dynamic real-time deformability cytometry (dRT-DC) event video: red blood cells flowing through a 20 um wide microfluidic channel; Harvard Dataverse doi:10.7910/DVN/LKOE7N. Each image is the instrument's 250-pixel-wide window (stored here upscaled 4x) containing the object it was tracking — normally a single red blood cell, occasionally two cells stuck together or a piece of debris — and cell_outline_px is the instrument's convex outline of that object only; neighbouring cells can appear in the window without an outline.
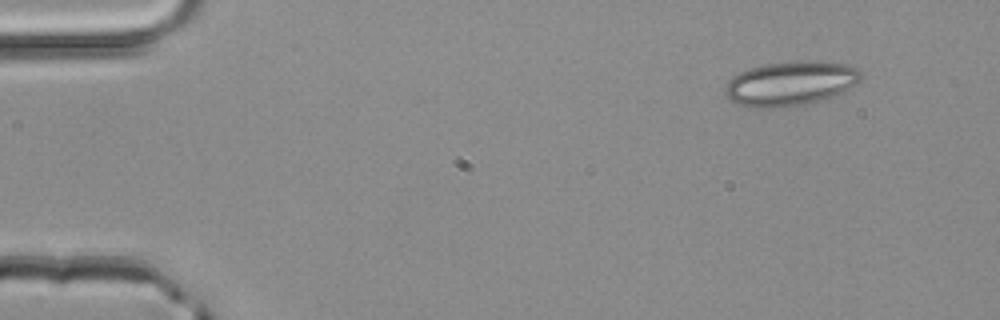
{"species": "common noctule bat (a hibernating species)", "species_latin": "Nyctalus noctula", "temperature_condition": "room temperature", "stored_images_in_passage": 2, "camera_frame_rate_fps": 3000, "um_per_image_px": 0.085, "animal": {"sex": "male", "body_mass_g": 20.4}, "frame": {"image": 1, "passage_image": 1, "time_ms": 0.0, "image_size_px": [1000, 320], "cell_outline_px": [[860, 80], [856, 84], [844, 92], [812, 104], [788, 108], [756, 108], [740, 104], [724, 96], [724, 88], [728, 80], [732, 76], [748, 68], [764, 64], [792, 60], [816, 60], [848, 64], [856, 68], [860, 72]], "centroid_in_image_um": [67.19, 7.1], "position_along_channel_um": 17.8, "area_um2": 36.07}}